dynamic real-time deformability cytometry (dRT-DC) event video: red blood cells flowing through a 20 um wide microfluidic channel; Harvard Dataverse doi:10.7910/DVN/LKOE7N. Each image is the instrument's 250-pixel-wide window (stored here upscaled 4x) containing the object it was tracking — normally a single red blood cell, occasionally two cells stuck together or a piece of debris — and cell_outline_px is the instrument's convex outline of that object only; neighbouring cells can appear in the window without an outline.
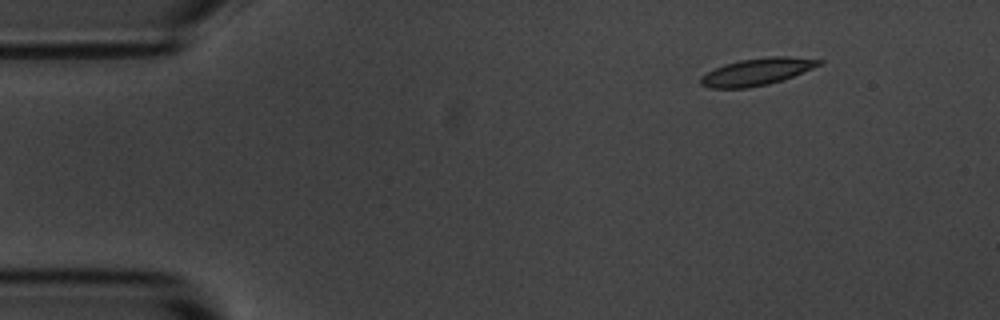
{"species": "common noctule bat (a hibernating species)", "species_latin": "Nyctalus noctula", "temperature_condition": "room temperature", "stored_images_in_passage": 7, "camera_frame_rate_fps": 3000, "um_per_image_px": 0.085, "animal": {"sex": "male", "body_mass_g": 20.1, "forearm_length_mm": 53.5}, "frame": {"image": 1, "passage_image": 2, "time_ms": 1.0, "image_size_px": [1000, 320], "cell_outline_px": [[824, 60], [820, 64], [812, 68], [792, 76], [768, 84], [748, 88], [708, 88], [700, 84], [700, 76], [724, 64], [740, 60], [772, 56], [788, 56]], "centroid_in_image_um": [64.3, 6.1], "position_along_channel_um": 20.7, "area_um2": 18.44}}
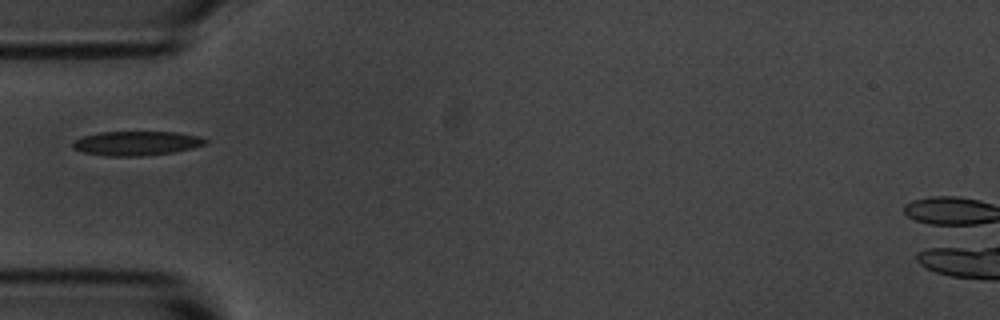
{"frame": {"image": 2, "passage_image": 5, "time_ms": 4.667, "image_size_px": [1000, 320], "cell_outline_px": [[208, 144], [192, 148], [172, 152], [140, 156], [108, 156], [84, 152], [72, 148], [72, 144], [76, 140], [84, 136], [100, 132], [176, 132], [200, 136], [208, 140]], "centroid_in_image_um": [11.64, 12.17], "position_along_channel_um": 73.4, "area_um2": 18.67}}
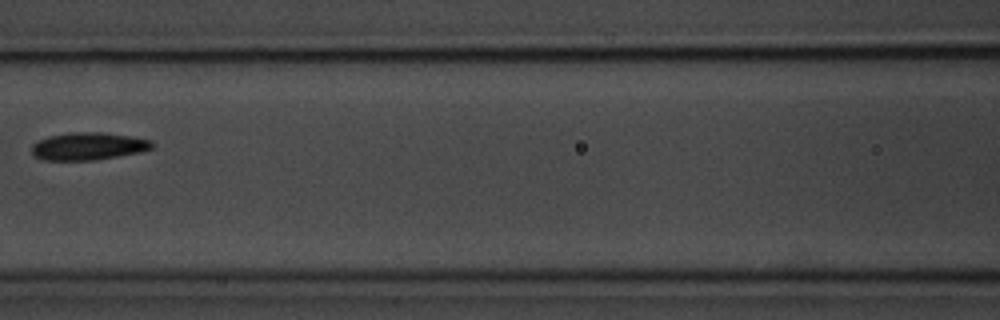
{"frame": {"image": 3, "passage_image": 7, "time_ms": 7.0, "image_size_px": [1000, 320], "cell_outline_px": [[152, 148], [140, 152], [92, 160], [44, 160], [32, 156], [32, 144], [36, 140], [48, 136], [68, 132], [104, 132], [132, 136], [152, 140]], "centroid_in_image_um": [7.45, 12.41], "position_along_channel_um": 159.1, "area_um2": 19.48}}